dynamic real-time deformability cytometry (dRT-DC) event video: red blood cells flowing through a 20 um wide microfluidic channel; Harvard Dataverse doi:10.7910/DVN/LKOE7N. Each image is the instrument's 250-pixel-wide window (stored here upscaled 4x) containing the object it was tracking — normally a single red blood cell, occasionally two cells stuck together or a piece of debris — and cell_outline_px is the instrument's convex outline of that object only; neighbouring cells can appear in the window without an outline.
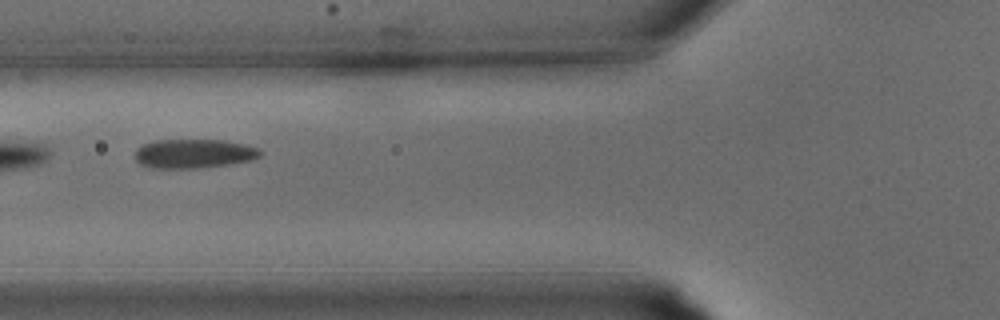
{"species": "common noctule bat (a hibernating species)", "species_latin": "Nyctalus noctula", "temperature_condition": "warm", "stored_images_in_passage": 26, "camera_frame_rate_fps": 3000, "um_per_image_px": 0.085, "animal": {"sex": "male", "body_mass_g": 15.6}, "frame": {"image": 1, "passage_image": 5, "time_ms": 1.333, "image_size_px": [1000, 320], "cell_outline_px": [[264, 152], [260, 156], [252, 160], [228, 164], [196, 168], [152, 168], [140, 164], [136, 160], [136, 148], [144, 144], [156, 140], [224, 140], [244, 144], [260, 148]], "centroid_in_image_um": [16.51, 13.05], "position_along_channel_um": 109.3, "area_um2": 21.27}}
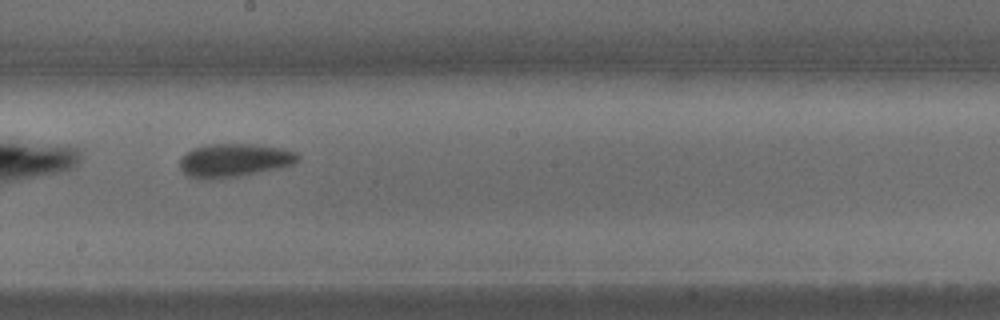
{"frame": {"image": 2, "passage_image": 11, "time_ms": 3.333, "image_size_px": [1000, 320], "cell_outline_px": [[300, 160], [292, 164], [236, 176], [208, 180], [204, 180], [188, 176], [180, 168], [180, 160], [192, 148], [204, 144], [256, 144], [280, 148], [296, 152], [300, 156]], "centroid_in_image_um": [19.87, 13.61], "position_along_channel_um": 228.3, "area_um2": 22.66}}
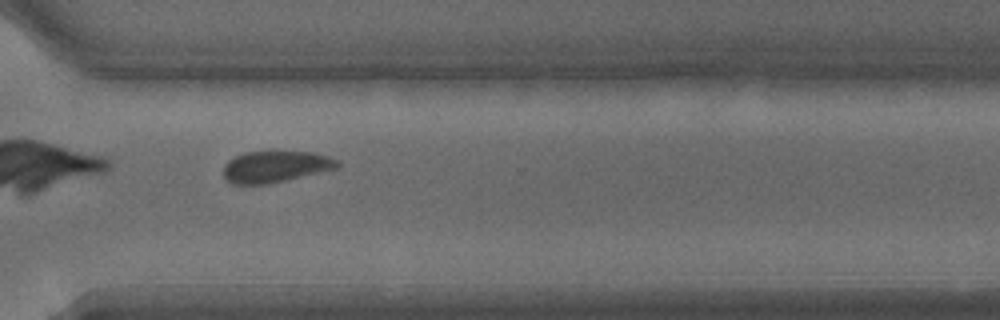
{"frame": {"image": 3, "passage_image": 17, "time_ms": 5.333, "image_size_px": [1000, 320], "cell_outline_px": [[340, 164], [336, 168], [268, 184], [232, 184], [224, 176], [224, 164], [228, 160], [244, 152], [268, 148], [276, 148], [316, 152], [340, 160]], "centroid_in_image_um": [23.42, 14.08], "position_along_channel_um": 347.2, "area_um2": 21.85}}